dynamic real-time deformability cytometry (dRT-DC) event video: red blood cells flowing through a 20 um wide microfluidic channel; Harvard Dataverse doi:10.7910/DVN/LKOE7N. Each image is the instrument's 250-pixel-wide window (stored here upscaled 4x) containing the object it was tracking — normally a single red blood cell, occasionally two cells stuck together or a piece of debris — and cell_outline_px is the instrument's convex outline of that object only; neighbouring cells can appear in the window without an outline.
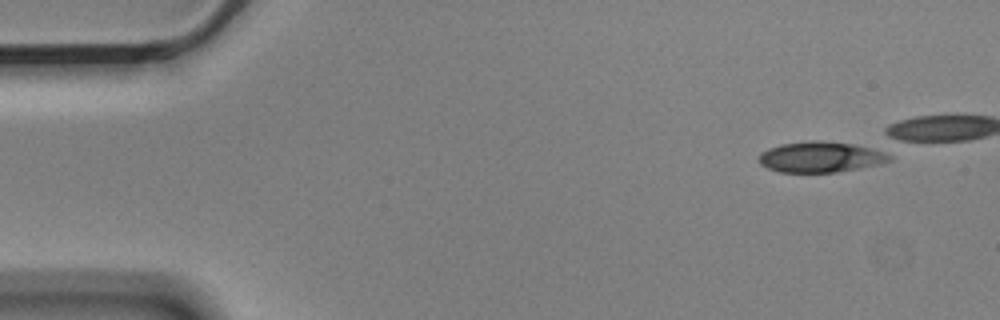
{"species": "Egyptian fruit bat (a non-hibernating species)", "species_latin": "Rousettus aegyptiacus", "temperature_condition": "cold", "stored_images_in_passage": 5, "camera_frame_rate_fps": 3000, "um_per_image_px": 0.085, "animal": {"sex": "male"}, "frame": {"image": 1, "passage_image": 1, "time_ms": 0.0, "image_size_px": [1000, 320], "cell_outline_px": [[892, 160], [880, 164], [836, 172], [780, 172], [768, 168], [760, 164], [756, 160], [760, 152], [768, 148], [780, 144], [808, 140], [820, 140], [856, 144], [884, 148], [892, 156]], "centroid_in_image_um": [69.81, 13.32], "position_along_channel_um": 15.2, "area_um2": 24.1}}